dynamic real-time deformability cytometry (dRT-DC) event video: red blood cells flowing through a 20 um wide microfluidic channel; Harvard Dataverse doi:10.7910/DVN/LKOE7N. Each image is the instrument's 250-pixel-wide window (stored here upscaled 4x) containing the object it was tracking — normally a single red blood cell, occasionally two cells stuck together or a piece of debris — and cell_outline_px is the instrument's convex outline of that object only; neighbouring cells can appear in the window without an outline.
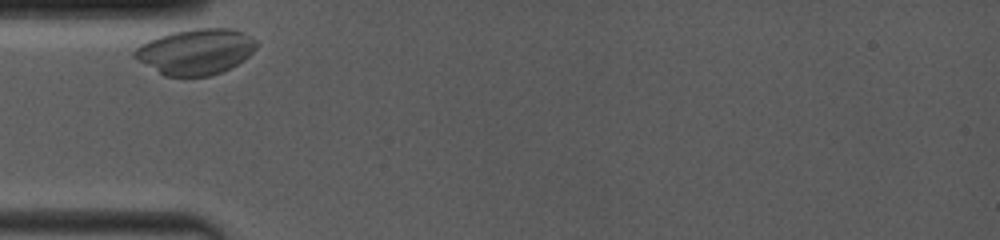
{"species": "common noctule bat (a hibernating species)", "species_latin": "Nyctalus noctula", "temperature_condition": "room temperature", "stored_images_in_passage": 8, "camera_frame_rate_fps": 4000, "um_per_image_px": 0.085, "animal": {"sex": "female", "body_mass_g": 19.0, "forearm_length_mm": 53.3}, "frame": {"image": 1, "passage_image": 1, "time_ms": 0.0, "image_size_px": [1000, 240], "cell_outline_px": [[260, 44], [244, 60], [220, 72], [208, 76], [164, 76], [136, 60], [132, 56], [132, 52], [140, 44], [148, 40], [172, 32], [192, 28], [228, 28], [252, 36]], "centroid_in_image_um": [16.61, 4.38], "position_along_channel_um": 68.4, "area_um2": 32.54}}
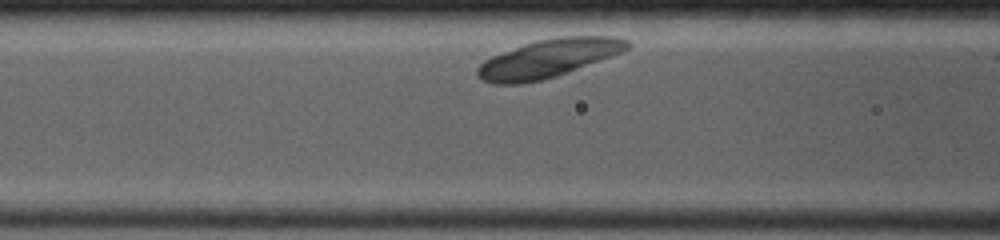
{"frame": {"image": 2, "passage_image": 7, "time_ms": 1.5, "image_size_px": [1000, 240], "cell_outline_px": [[632, 44], [628, 48], [612, 56], [556, 76], [540, 80], [520, 84], [492, 84], [476, 76], [476, 68], [484, 60], [492, 56], [524, 44], [536, 40], [556, 36], [616, 36], [628, 40]], "centroid_in_image_um": [46.6, 4.95], "position_along_channel_um": 120.0, "area_um2": 33.29}}